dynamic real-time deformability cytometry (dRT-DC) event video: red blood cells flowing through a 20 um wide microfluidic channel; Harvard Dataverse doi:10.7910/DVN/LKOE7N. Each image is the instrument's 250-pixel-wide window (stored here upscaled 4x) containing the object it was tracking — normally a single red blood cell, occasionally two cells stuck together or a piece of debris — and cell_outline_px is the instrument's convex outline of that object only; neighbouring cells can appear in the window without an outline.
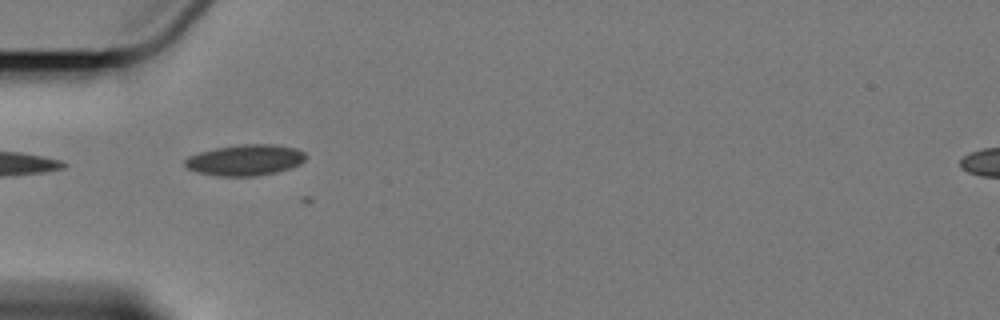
{"species": "Egyptian fruit bat (a non-hibernating species)", "species_latin": "Rousettus aegyptiacus", "temperature_condition": "cold", "stored_images_in_passage": 2, "camera_frame_rate_fps": 3000, "um_per_image_px": 0.085, "animal": {"sex": "female"}, "frame": {"image": 1, "passage_image": 1, "time_ms": 0.0, "image_size_px": [1000, 320], "cell_outline_px": [[308, 156], [300, 164], [276, 172], [256, 176], [216, 176], [196, 172], [188, 168], [184, 164], [184, 160], [188, 156], [200, 152], [216, 148], [240, 144], [276, 144], [296, 148], [304, 152]], "centroid_in_image_um": [20.84, 13.6], "position_along_channel_um": 64.2, "area_um2": 21.91}}